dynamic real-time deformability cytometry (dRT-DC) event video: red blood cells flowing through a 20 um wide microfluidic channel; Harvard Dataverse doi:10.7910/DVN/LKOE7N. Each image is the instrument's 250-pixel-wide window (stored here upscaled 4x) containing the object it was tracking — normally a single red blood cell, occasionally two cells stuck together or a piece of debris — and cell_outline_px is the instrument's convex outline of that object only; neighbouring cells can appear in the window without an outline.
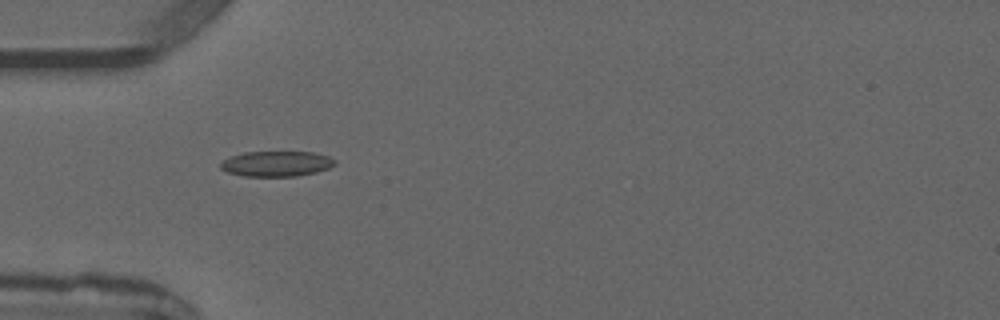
{"species": "common noctule bat (a hibernating species)", "species_latin": "Nyctalus noctula", "temperature_condition": "warm", "stored_images_in_passage": 1, "camera_frame_rate_fps": 3000, "um_per_image_px": 0.085, "animal": {"sex": "male", "forearm_length_mm": 52.5}, "frame": {"image": 1, "passage_image": 1, "time_ms": 0.0, "image_size_px": [1000, 320], "cell_outline_px": [[336, 164], [328, 168], [316, 172], [296, 176], [244, 176], [228, 172], [220, 168], [220, 164], [224, 160], [232, 156], [244, 152], [312, 152], [328, 156], [336, 160]], "centroid_in_image_um": [23.52, 13.92], "position_along_channel_um": 61.5, "area_um2": 16.76}}